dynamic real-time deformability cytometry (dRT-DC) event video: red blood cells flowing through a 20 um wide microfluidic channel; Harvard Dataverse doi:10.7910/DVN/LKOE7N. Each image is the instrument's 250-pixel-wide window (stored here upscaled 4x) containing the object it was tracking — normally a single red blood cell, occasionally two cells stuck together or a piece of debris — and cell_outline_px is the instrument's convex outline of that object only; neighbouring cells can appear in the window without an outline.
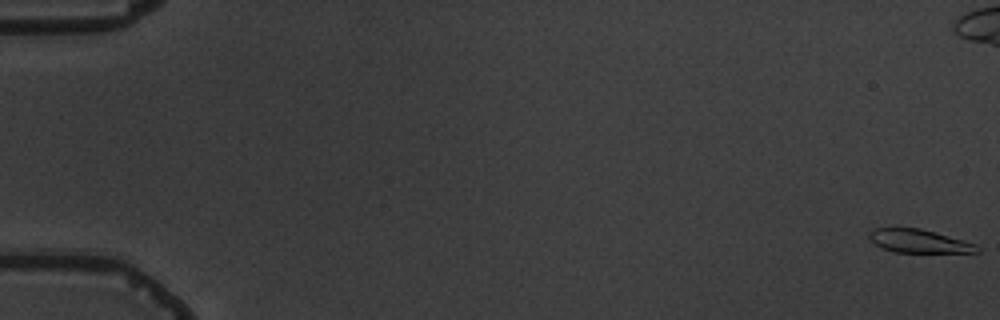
{"species": "common noctule bat (a hibernating species)", "species_latin": "Nyctalus noctula", "temperature_condition": "warm", "stored_images_in_passage": 5, "camera_frame_rate_fps": 3000, "um_per_image_px": 0.085, "animal": {"sex": "male", "body_mass_g": 19.5, "forearm_length_mm": 54.6}, "frame": {"image": 1, "passage_image": 1, "time_ms": 0.0, "image_size_px": [1000, 320], "cell_outline_px": [[980, 252], [892, 252], [868, 240], [868, 232], [876, 228], [920, 228], [976, 244], [980, 248]], "centroid_in_image_um": [78.07, 20.49], "position_along_channel_um": 6.9, "area_um2": 14.51}}